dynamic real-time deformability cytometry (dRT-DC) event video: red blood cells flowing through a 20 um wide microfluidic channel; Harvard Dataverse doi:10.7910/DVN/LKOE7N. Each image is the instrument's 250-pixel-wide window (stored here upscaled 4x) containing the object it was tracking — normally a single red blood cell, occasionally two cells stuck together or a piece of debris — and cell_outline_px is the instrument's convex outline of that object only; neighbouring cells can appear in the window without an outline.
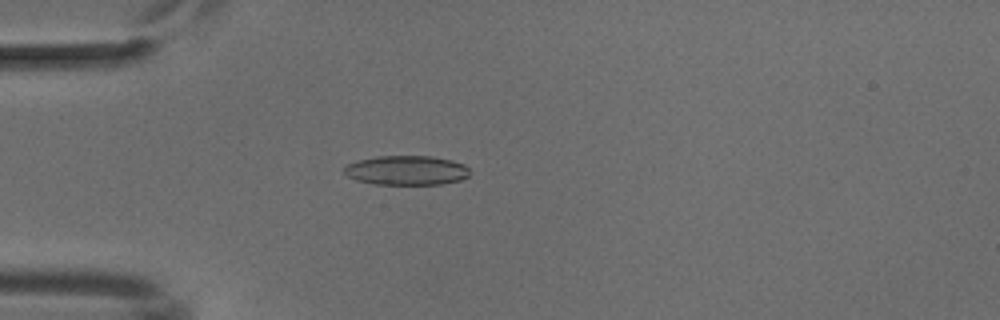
{"species": "common noctule bat (a hibernating species)", "species_latin": "Nyctalus noctula", "temperature_condition": "cold", "stored_images_in_passage": 52, "camera_frame_rate_fps": 3000, "um_per_image_px": 0.085, "animal": {"sex": "male", "body_mass_g": 18.8}, "frame": {"image": 1, "passage_image": 15, "time_ms": 4.667, "image_size_px": [1000, 320], "cell_outline_px": [[468, 176], [460, 180], [440, 184], [376, 184], [356, 180], [348, 176], [344, 172], [344, 168], [348, 164], [356, 160], [376, 156], [432, 156], [452, 160], [464, 164], [468, 168]], "centroid_in_image_um": [34.54, 14.47], "position_along_channel_um": 50.5, "area_um2": 21.5}}
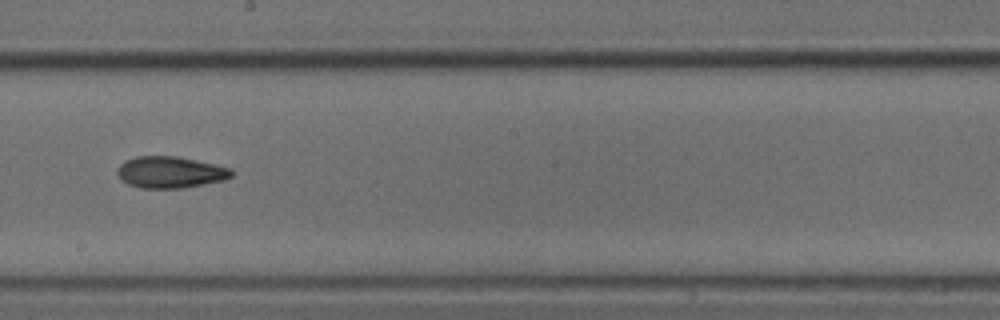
{"frame": {"image": 2, "passage_image": 30, "time_ms": 9.667, "image_size_px": [1000, 320], "cell_outline_px": [[232, 176], [224, 180], [180, 188], [140, 188], [128, 184], [120, 180], [116, 172], [116, 168], [124, 160], [136, 156], [176, 156], [216, 164], [232, 168]], "centroid_in_image_um": [14.43, 14.63], "position_along_channel_um": 233.8, "area_um2": 21.15}}
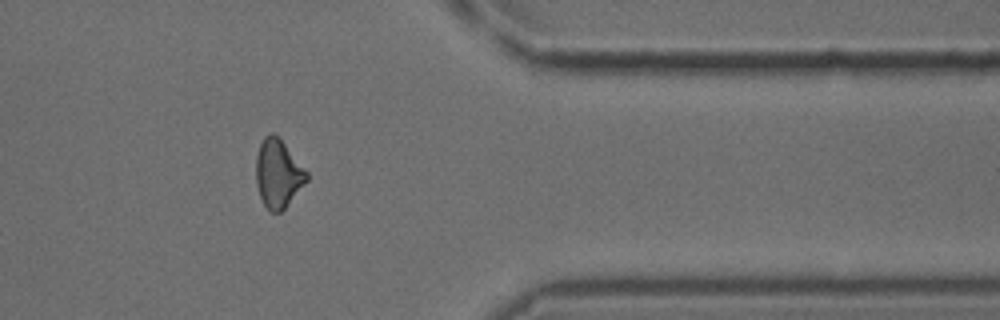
{"frame": {"image": 3, "passage_image": 43, "time_ms": 14.0, "image_size_px": [1000, 320], "cell_outline_px": [[308, 180], [284, 208], [280, 212], [268, 212], [260, 196], [256, 184], [256, 156], [260, 144], [264, 136], [272, 132], [280, 136], [308, 172]], "centroid_in_image_um": [23.64, 14.72], "position_along_channel_um": 387.8, "area_um2": 20.35}}